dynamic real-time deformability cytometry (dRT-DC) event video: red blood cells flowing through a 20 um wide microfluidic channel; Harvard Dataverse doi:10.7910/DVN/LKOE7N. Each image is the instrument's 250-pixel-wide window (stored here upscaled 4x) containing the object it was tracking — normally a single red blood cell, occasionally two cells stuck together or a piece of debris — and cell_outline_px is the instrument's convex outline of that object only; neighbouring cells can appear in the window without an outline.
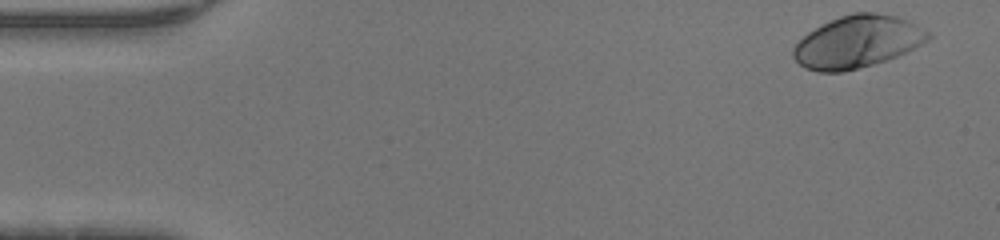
{"species": "human", "species_latin": "Homo sapiens", "temperature_condition": "warm", "stored_images_in_passage": 45, "camera_frame_rate_fps": 3000, "um_per_image_px": 0.085, "donor": {"sex": "male"}, "frame": {"image": 1, "passage_image": 1, "time_ms": 0.0, "image_size_px": [1000, 240], "cell_outline_px": [[932, 36], [928, 40], [888, 60], [844, 72], [816, 72], [804, 68], [792, 56], [792, 48], [808, 32], [840, 16], [852, 12], [872, 12], [896, 16], [932, 32]], "centroid_in_image_um": [72.86, 3.56], "position_along_channel_um": 12.1, "area_um2": 40.75}}
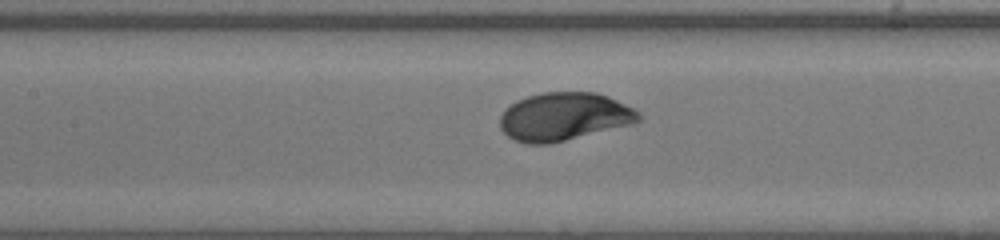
{"frame": {"image": 2, "passage_image": 20, "time_ms": 6.333, "image_size_px": [1000, 240], "cell_outline_px": [[640, 120], [632, 124], [548, 144], [524, 144], [508, 136], [500, 128], [500, 116], [504, 108], [516, 100], [528, 96], [544, 92], [596, 92], [608, 96], [640, 112]], "centroid_in_image_um": [47.91, 9.91], "position_along_channel_um": 159.5, "area_um2": 38.78}}
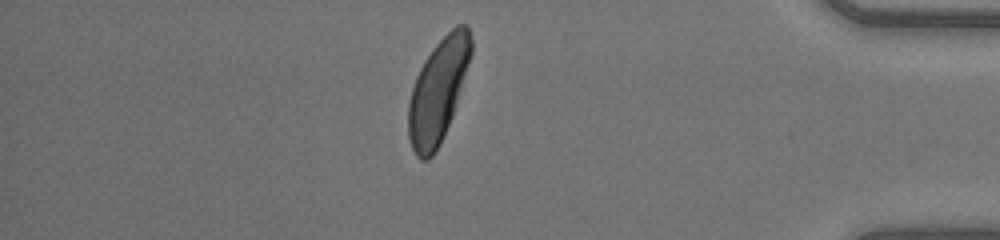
{"frame": {"image": 3, "passage_image": 39, "time_ms": 12.667, "image_size_px": [1000, 240], "cell_outline_px": [[472, 52], [452, 116], [440, 144], [432, 156], [428, 160], [420, 160], [416, 156], [412, 148], [408, 136], [408, 104], [412, 88], [416, 76], [424, 60], [432, 48], [456, 24], [464, 24], [468, 28], [472, 40]], "centroid_in_image_um": [37.22, 7.72], "position_along_channel_um": 398.0, "area_um2": 37.4}}